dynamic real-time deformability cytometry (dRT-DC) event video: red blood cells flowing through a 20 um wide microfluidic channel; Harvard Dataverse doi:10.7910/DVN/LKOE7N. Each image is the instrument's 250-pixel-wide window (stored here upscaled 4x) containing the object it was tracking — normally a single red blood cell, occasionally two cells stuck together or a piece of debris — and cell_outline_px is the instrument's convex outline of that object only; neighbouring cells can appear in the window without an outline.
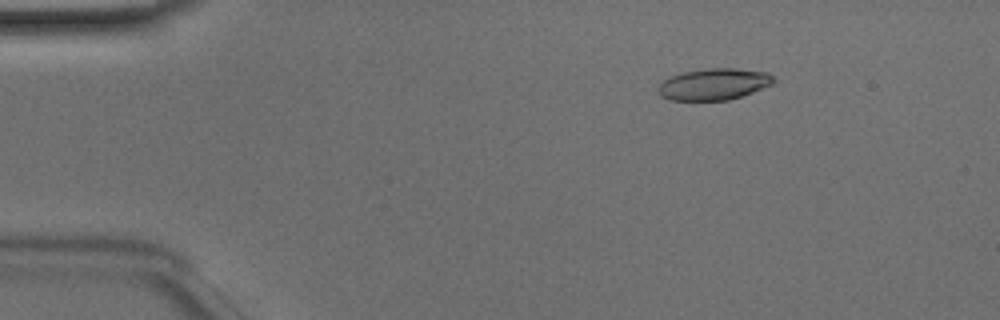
{"species": "Egyptian fruit bat (a non-hibernating species)", "species_latin": "Rousettus aegyptiacus", "temperature_condition": "room temperature", "stored_images_in_passage": 50, "camera_frame_rate_fps": 3000, "um_per_image_px": 0.085, "animal": {"sex": "male"}, "frame": {"image": 1, "passage_image": 8, "time_ms": 2.333, "image_size_px": [1000, 320], "cell_outline_px": [[776, 80], [772, 84], [752, 92], [728, 100], [668, 100], [660, 96], [656, 88], [664, 80], [672, 76], [684, 72], [708, 68], [732, 68], [768, 72]], "centroid_in_image_um": [60.66, 7.16], "position_along_channel_um": 24.3, "area_um2": 21.1}}
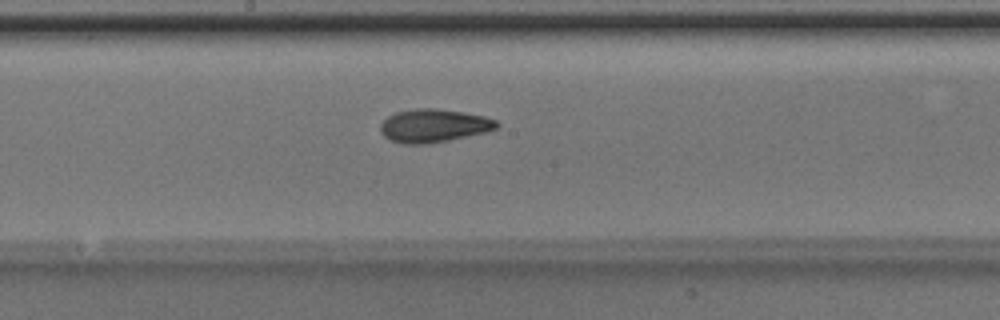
{"frame": {"image": 2, "passage_image": 27, "time_ms": 8.667, "image_size_px": [1000, 320], "cell_outline_px": [[500, 124], [496, 128], [488, 132], [428, 144], [400, 144], [384, 136], [380, 132], [380, 124], [388, 116], [396, 112], [416, 108], [432, 108], [464, 112], [484, 116], [496, 120]], "centroid_in_image_um": [36.87, 10.69], "position_along_channel_um": 211.3, "area_um2": 22.6}}
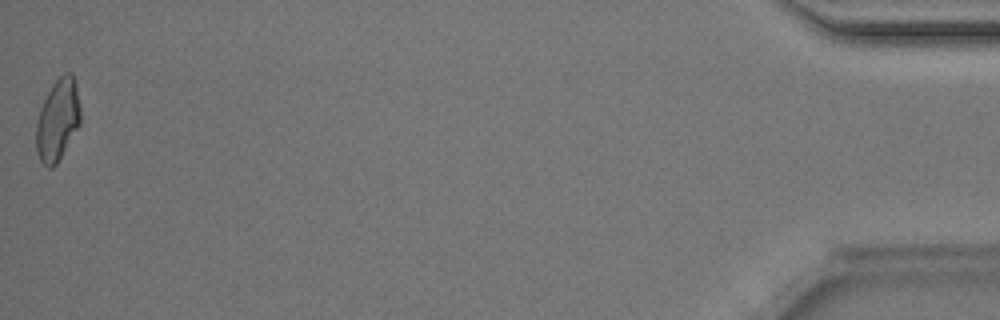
{"frame": {"image": 3, "passage_image": 50, "time_ms": 16.333, "image_size_px": [1000, 320], "cell_outline_px": [[80, 124], [56, 164], [52, 168], [48, 168], [40, 160], [36, 152], [36, 120], [40, 108], [52, 84], [64, 72], [72, 72], [76, 84], [80, 104]], "centroid_in_image_um": [4.9, 10.17], "position_along_channel_um": 430.3, "area_um2": 21.1}, "authors_computed_cell_mechanics": {"area_um2": 21.2415, "velocity_mm_per_s": 4.1041, "shape_relaxation_time_tau1_ms": 3.7527, "shape_relaxation_time_tau2_ms": 3.0376, "deformation_change_tau1": 0.1372, "deformation_change_tau2": 0.1034}}